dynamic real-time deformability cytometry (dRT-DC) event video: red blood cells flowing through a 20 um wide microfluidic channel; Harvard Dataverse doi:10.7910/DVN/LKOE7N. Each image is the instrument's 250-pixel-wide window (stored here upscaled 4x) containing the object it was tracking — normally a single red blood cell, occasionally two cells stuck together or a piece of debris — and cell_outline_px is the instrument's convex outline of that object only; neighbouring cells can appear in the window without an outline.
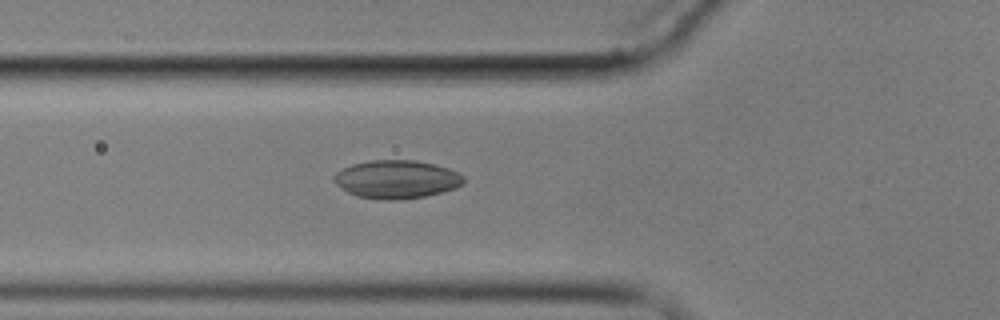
{"species": "common noctule bat (a hibernating species)", "species_latin": "Nyctalus noctula", "temperature_condition": "cold", "stored_images_in_passage": 4, "camera_frame_rate_fps": 3000, "um_per_image_px": 0.085, "animal": {"sex": "male", "body_mass_g": 17.9}, "frame": {"image": 1, "passage_image": 4, "time_ms": 4.333, "image_size_px": [1000, 320], "cell_outline_px": [[464, 184], [456, 188], [424, 196], [404, 200], [380, 200], [356, 196], [348, 192], [336, 184], [332, 180], [332, 176], [336, 172], [352, 164], [372, 160], [416, 160], [448, 168], [464, 176]], "centroid_in_image_um": [33.69, 15.25], "position_along_channel_um": 92.1, "area_um2": 29.02}}